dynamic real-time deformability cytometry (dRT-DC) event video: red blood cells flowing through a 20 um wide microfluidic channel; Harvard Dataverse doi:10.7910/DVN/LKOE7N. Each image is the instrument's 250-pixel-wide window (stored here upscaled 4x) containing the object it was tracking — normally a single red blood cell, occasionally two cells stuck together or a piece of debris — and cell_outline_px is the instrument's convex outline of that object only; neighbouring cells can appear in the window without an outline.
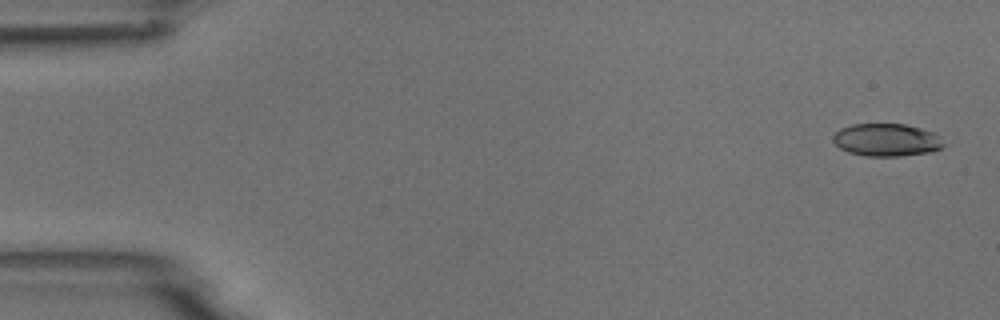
{"species": "common noctule bat (a hibernating species)", "species_latin": "Nyctalus noctula", "temperature_condition": "room temperature", "stored_images_in_passage": 4, "camera_frame_rate_fps": 3000, "um_per_image_px": 0.085, "animal": {"sex": "male", "body_mass_g": 18.8}, "frame": {"image": 1, "passage_image": 1, "time_ms": 0.0, "image_size_px": [1000, 320], "cell_outline_px": [[944, 148], [932, 152], [900, 156], [864, 156], [848, 152], [840, 148], [832, 140], [832, 136], [840, 128], [852, 124], [904, 124], [936, 132], [940, 136], [944, 144]], "centroid_in_image_um": [75.38, 11.9], "position_along_channel_um": 9.6, "area_um2": 21.33}}
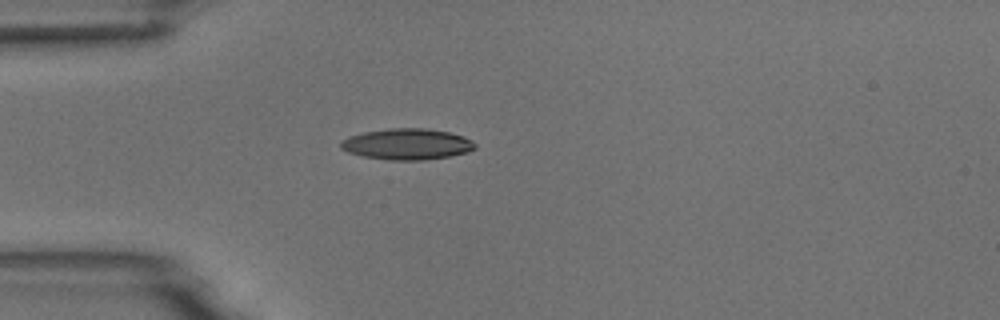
{"frame": {"image": 2, "passage_image": 4, "time_ms": 4.333, "image_size_px": [1000, 320], "cell_outline_px": [[476, 148], [468, 152], [452, 156], [424, 160], [388, 160], [364, 156], [348, 152], [340, 148], [340, 144], [348, 136], [364, 132], [388, 128], [424, 128], [448, 132], [464, 136], [472, 140], [476, 144]], "centroid_in_image_um": [34.63, 12.25], "position_along_channel_um": 50.4, "area_um2": 24.39}}